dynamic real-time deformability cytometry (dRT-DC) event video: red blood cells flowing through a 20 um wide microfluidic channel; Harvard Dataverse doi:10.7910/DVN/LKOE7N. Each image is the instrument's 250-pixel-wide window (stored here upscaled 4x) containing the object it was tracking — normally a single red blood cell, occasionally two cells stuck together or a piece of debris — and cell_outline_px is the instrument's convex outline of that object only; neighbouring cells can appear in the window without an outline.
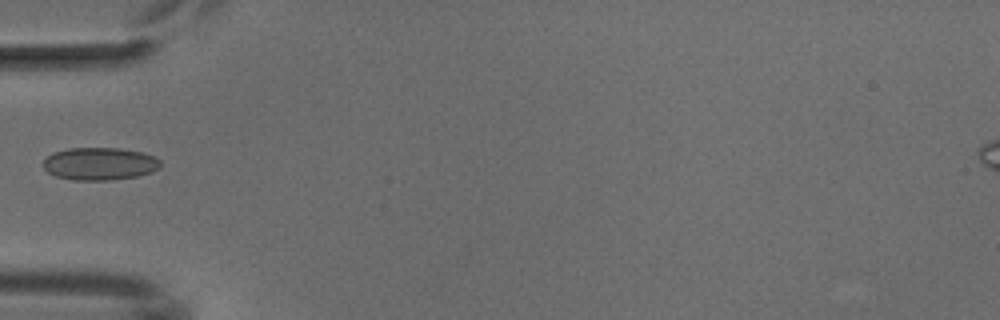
{"species": "common noctule bat (a hibernating species)", "species_latin": "Nyctalus noctula", "temperature_condition": "cold", "stored_images_in_passage": 1, "camera_frame_rate_fps": 3000, "um_per_image_px": 0.085, "animal": {"sex": "male", "body_mass_g": 18.8}, "frame": {"image": 1, "passage_image": 1, "time_ms": 0.0, "image_size_px": [1000, 320], "cell_outline_px": [[160, 168], [152, 172], [140, 176], [112, 180], [72, 180], [56, 176], [48, 172], [44, 168], [44, 160], [52, 152], [68, 148], [120, 148], [144, 152], [160, 160]], "centroid_in_image_um": [8.49, 13.92], "position_along_channel_um": 76.5, "area_um2": 22.48}}